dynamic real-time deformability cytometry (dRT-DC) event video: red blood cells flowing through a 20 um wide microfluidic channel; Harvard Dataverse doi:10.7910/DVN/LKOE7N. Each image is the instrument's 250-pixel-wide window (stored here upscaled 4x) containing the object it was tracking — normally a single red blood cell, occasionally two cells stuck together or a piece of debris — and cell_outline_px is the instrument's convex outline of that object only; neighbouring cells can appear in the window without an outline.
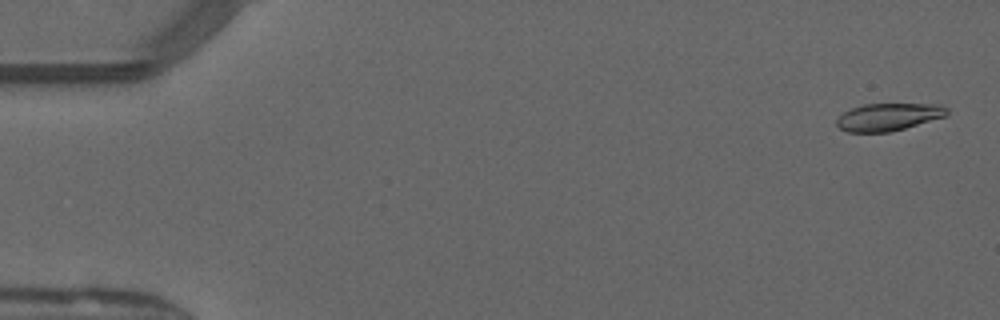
{"species": "common noctule bat (a hibernating species)", "species_latin": "Nyctalus noctula", "temperature_condition": "warm", "stored_images_in_passage": 49, "camera_frame_rate_fps": 3000, "um_per_image_px": 0.085, "animal": {"sex": "male", "forearm_length_mm": 52.5}, "frame": {"image": 1, "passage_image": 2, "time_ms": 0.333, "image_size_px": [1000, 320], "cell_outline_px": [[948, 116], [904, 128], [888, 132], [848, 132], [840, 128], [836, 124], [836, 120], [844, 112], [852, 108], [864, 104], [940, 104], [948, 108]], "centroid_in_image_um": [75.55, 9.93], "position_along_channel_um": 9.5, "area_um2": 17.63}}
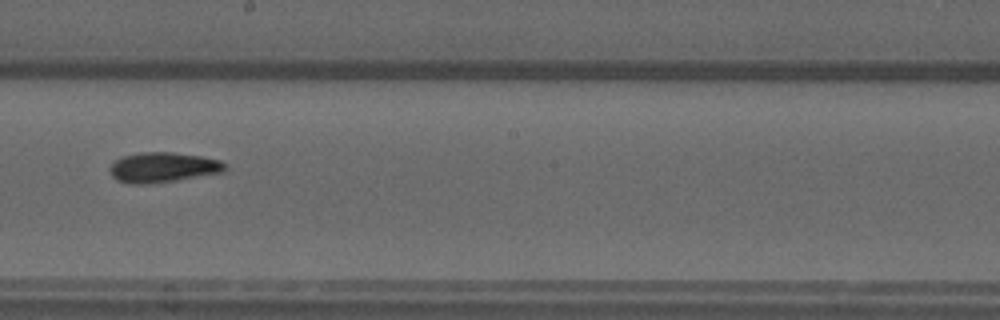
{"frame": {"image": 2, "passage_image": 29, "time_ms": 9.333, "image_size_px": [1000, 320], "cell_outline_px": [[228, 168], [224, 172], [176, 180], [140, 184], [132, 184], [116, 180], [112, 176], [108, 168], [116, 160], [124, 156], [144, 152], [172, 152], [200, 156], [220, 160]], "centroid_in_image_um": [13.86, 14.22], "position_along_channel_um": 234.3, "area_um2": 20.0}}
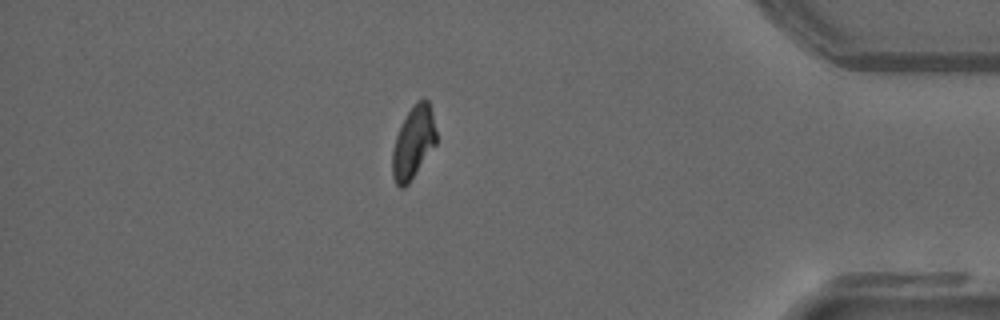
{"frame": {"image": 3, "passage_image": 44, "time_ms": 14.333, "image_size_px": [1000, 320], "cell_outline_px": [[436, 144], [408, 184], [404, 188], [400, 188], [396, 184], [392, 176], [392, 152], [396, 136], [412, 104], [416, 100], [424, 96], [428, 100], [432, 112], [436, 132]], "centroid_in_image_um": [35.13, 12.09], "position_along_channel_um": 400.1, "area_um2": 18.5}}